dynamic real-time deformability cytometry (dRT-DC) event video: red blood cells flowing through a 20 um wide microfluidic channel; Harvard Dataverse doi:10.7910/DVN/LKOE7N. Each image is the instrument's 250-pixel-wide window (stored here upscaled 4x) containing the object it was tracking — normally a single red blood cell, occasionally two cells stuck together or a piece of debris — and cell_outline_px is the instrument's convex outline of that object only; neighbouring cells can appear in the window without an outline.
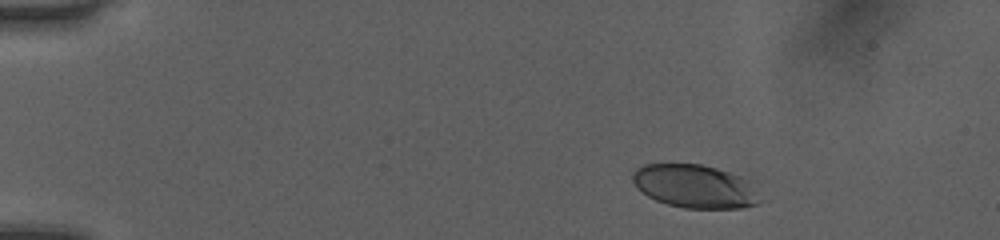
{"species": "human", "species_latin": "Homo sapiens", "temperature_condition": "room temperature", "stored_images_in_passage": 44, "camera_frame_rate_fps": 3000, "um_per_image_px": 0.085, "donor": {"sex": "female"}, "frame": {"image": 1, "passage_image": 1, "time_ms": 0.0, "image_size_px": [1000, 240], "cell_outline_px": [[764, 200], [756, 204], [740, 208], [684, 208], [668, 204], [656, 200], [648, 196], [636, 188], [632, 180], [632, 172], [636, 168], [644, 164], [700, 164], [716, 168], [740, 176]], "centroid_in_image_um": [59.01, 15.84], "position_along_channel_um": 26.0, "area_um2": 31.91}}
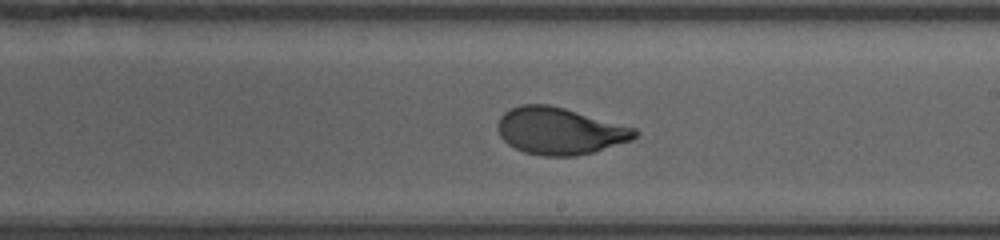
{"frame": {"image": 2, "passage_image": 24, "time_ms": 7.667, "image_size_px": [1000, 240], "cell_outline_px": [[640, 132], [632, 140], [592, 152], [576, 156], [544, 156], [524, 152], [508, 144], [500, 136], [496, 128], [496, 124], [500, 116], [504, 112], [520, 104], [548, 104], [564, 108], [636, 128]], "centroid_in_image_um": [47.55, 11.13], "position_along_channel_um": 241.4, "area_um2": 37.51}}
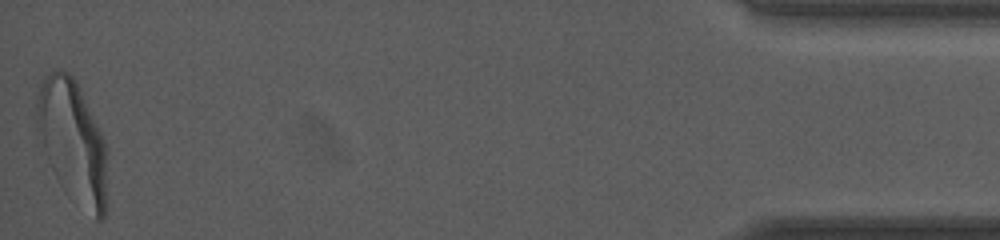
{"frame": {"image": 3, "passage_image": 44, "time_ms": 14.333, "image_size_px": [1000, 240], "cell_outline_px": [[108, 208], [104, 216], [100, 220], [96, 220], [36, 140], [36, 104], [40, 84], [44, 76], [56, 68], [60, 68], [68, 72], [76, 80], [108, 148]], "centroid_in_image_um": [6.22, 11.86], "position_along_channel_um": 429.0, "area_um2": 48.78}, "authors_computed_cell_mechanics": {"area_um2": 37.5122, "velocity_mm_per_s": 4.0649, "shape_relaxation_time_tau1_ms": 2.905, "shape_relaxation_time_tau2_ms": null, "deformation_change_tau1": 0.1827, "deformation_change_tau2": null}}